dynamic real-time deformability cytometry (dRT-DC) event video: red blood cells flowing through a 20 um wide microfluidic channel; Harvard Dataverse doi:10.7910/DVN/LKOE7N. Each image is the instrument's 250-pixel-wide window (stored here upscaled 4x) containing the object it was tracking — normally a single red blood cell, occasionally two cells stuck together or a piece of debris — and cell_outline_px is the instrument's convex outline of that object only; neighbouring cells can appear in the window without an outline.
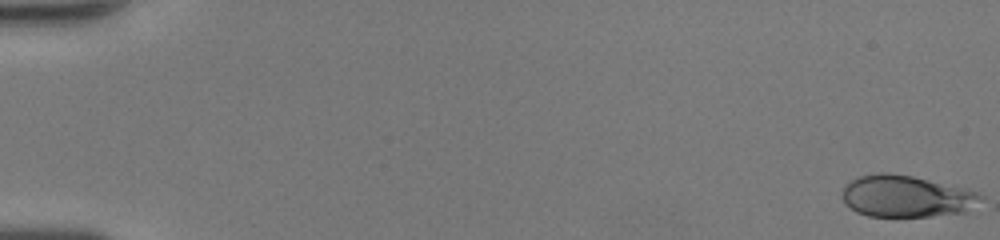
{"species": "human", "species_latin": "Homo sapiens", "temperature_condition": "room temperature", "stored_images_in_passage": 50, "camera_frame_rate_fps": 3000, "um_per_image_px": 0.085, "donor": {"sex": "female"}, "frame": {"image": 1, "passage_image": 1, "time_ms": 0.0, "image_size_px": [1000, 240], "cell_outline_px": [[984, 196], [964, 212], [932, 216], [868, 216], [856, 212], [844, 204], [844, 188], [852, 180], [860, 176], [876, 172], [888, 172], [912, 176], [964, 188], [980, 192]], "centroid_in_image_um": [77.02, 16.68], "position_along_channel_um": 8.0, "area_um2": 33.35}}
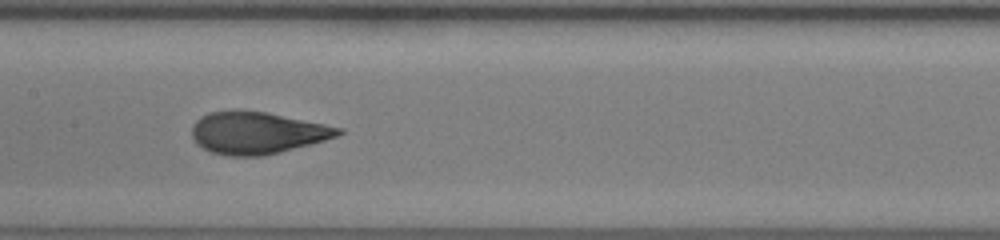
{"frame": {"image": 2, "passage_image": 27, "time_ms": 8.667, "image_size_px": [1000, 240], "cell_outline_px": [[344, 132], [336, 136], [324, 140], [280, 152], [264, 156], [228, 156], [208, 152], [196, 144], [192, 136], [192, 124], [200, 116], [208, 112], [232, 108], [236, 108], [268, 112], [344, 128]], "centroid_in_image_um": [21.79, 11.27], "position_along_channel_um": 185.6, "area_um2": 36.59}}
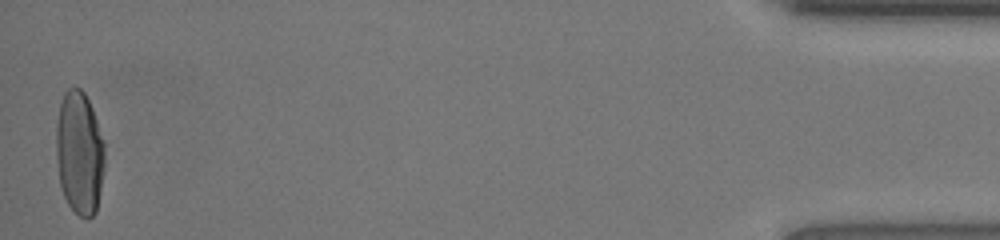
{"frame": {"image": 3, "passage_image": 50, "time_ms": 16.333, "image_size_px": [1000, 240], "cell_outline_px": [[104, 172], [96, 212], [92, 216], [80, 216], [68, 204], [60, 188], [56, 160], [56, 124], [60, 104], [64, 92], [68, 88], [80, 88], [84, 92], [92, 108], [104, 144]], "centroid_in_image_um": [6.74, 12.99], "position_along_channel_um": 428.5, "area_um2": 34.91}, "authors_computed_cell_mechanics": {"area_um2": 34.8823, "velocity_mm_per_s": 4.2989, "shape_relaxation_time_tau1_ms": 4.5135, "shape_relaxation_time_tau2_ms": null, "deformation_change_tau1": 0.2293, "deformation_change_tau2": null}}